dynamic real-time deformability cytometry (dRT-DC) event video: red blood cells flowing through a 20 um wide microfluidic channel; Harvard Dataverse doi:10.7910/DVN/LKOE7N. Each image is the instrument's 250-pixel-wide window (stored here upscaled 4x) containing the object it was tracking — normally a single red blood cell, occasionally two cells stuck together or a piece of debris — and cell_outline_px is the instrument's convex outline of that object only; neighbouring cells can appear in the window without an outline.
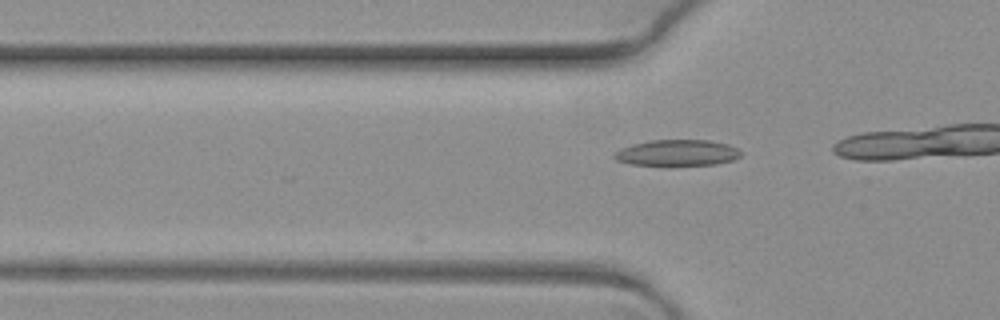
{"species": "common noctule bat (a hibernating species)", "species_latin": "Nyctalus noctula", "temperature_condition": "warm", "stored_images_in_passage": 4, "camera_frame_rate_fps": 3000, "um_per_image_px": 0.085, "animal": {"sex": "female", "body_mass_g": 19.3, "forearm_length_mm": 54.1}, "frame": {"image": 1, "passage_image": 2, "time_ms": 0.333, "image_size_px": [1000, 320], "cell_outline_px": [[740, 156], [732, 160], [716, 164], [672, 168], [632, 164], [616, 160], [612, 156], [620, 148], [632, 144], [652, 140], [708, 140], [728, 144], [736, 148], [740, 152]], "centroid_in_image_um": [57.53, 13.03], "position_along_channel_um": 68.3, "area_um2": 20.0}}